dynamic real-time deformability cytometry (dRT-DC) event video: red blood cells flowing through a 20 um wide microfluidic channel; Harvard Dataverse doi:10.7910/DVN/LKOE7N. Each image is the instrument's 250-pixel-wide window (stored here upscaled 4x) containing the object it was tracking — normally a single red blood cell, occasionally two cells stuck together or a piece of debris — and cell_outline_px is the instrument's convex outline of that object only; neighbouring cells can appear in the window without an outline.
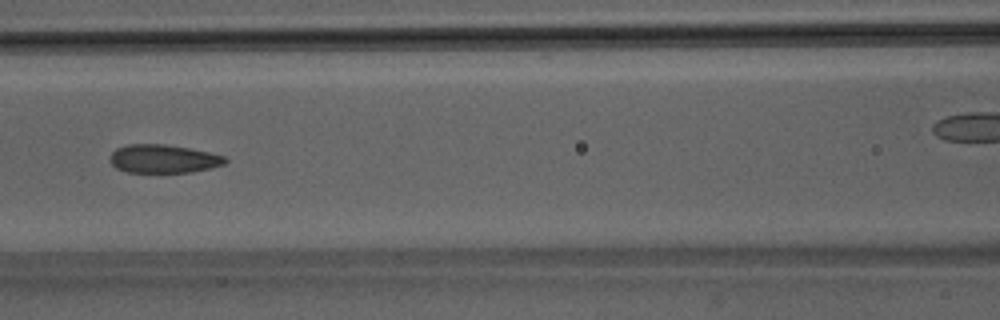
{"species": "Egyptian fruit bat (a non-hibernating species)", "species_latin": "Rousettus aegyptiacus", "temperature_condition": "room temperature", "stored_images_in_passage": 51, "camera_frame_rate_fps": 3000, "um_per_image_px": 0.085, "animal": {"sex": "male"}, "frame": {"image": 1, "passage_image": 22, "time_ms": 7.0, "image_size_px": [1000, 320], "cell_outline_px": [[228, 160], [224, 164], [212, 168], [192, 172], [128, 172], [116, 168], [108, 160], [112, 152], [116, 148], [128, 144], [164, 144], [188, 148], [208, 152], [224, 156]], "centroid_in_image_um": [13.87, 13.5], "position_along_channel_um": 152.7, "area_um2": 19.07}}
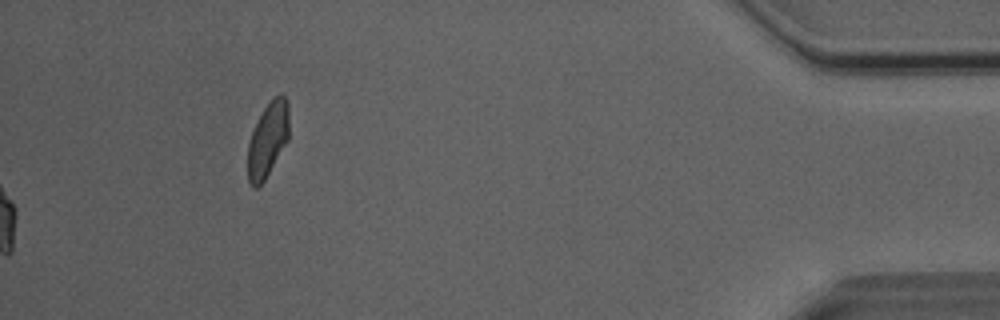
{"frame": {"image": 2, "passage_image": 51, "time_ms": 16.667, "image_size_px": [1000, 320], "cell_outline_px": [[288, 140], [264, 180], [256, 188], [252, 188], [248, 180], [248, 144], [252, 132], [264, 108], [276, 96], [284, 96], [288, 104]], "centroid_in_image_um": [22.75, 11.91], "position_along_channel_um": 412.5, "area_um2": 17.46}, "authors_computed_cell_mechanics": {"area_um2": 19.8832, "velocity_mm_per_s": 4.044, "shape_relaxation_time_tau1_ms": 8.564, "shape_relaxation_time_tau2_ms": 1.6637, "deformation_change_tau1": 0.1836, "deformation_change_tau2": 0.0651}}